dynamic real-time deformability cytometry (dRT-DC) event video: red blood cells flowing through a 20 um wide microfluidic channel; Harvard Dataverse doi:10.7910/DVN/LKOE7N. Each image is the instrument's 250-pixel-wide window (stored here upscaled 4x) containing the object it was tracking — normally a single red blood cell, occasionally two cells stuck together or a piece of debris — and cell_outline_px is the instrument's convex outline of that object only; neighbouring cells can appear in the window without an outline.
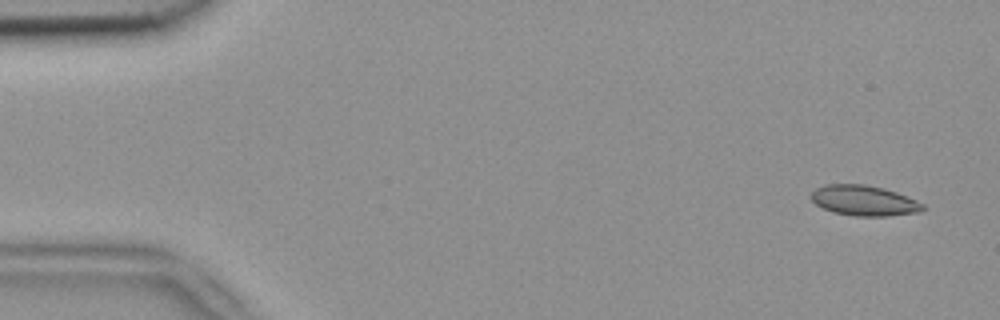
{"species": "common noctule bat (a hibernating species)", "species_latin": "Nyctalus noctula", "temperature_condition": "room temperature", "stored_images_in_passage": 5, "camera_frame_rate_fps": 3000, "um_per_image_px": 0.085, "animal": {"sex": "female", "body_mass_g": 18.4}, "frame": {"image": 1, "passage_image": 1, "time_ms": 0.0, "image_size_px": [1000, 320], "cell_outline_px": [[924, 208], [920, 212], [888, 216], [856, 216], [832, 212], [816, 204], [812, 200], [812, 192], [816, 188], [824, 184], [864, 184], [884, 188], [908, 196], [924, 204]], "centroid_in_image_um": [73.46, 17.04], "position_along_channel_um": 11.5, "area_um2": 19.77}}
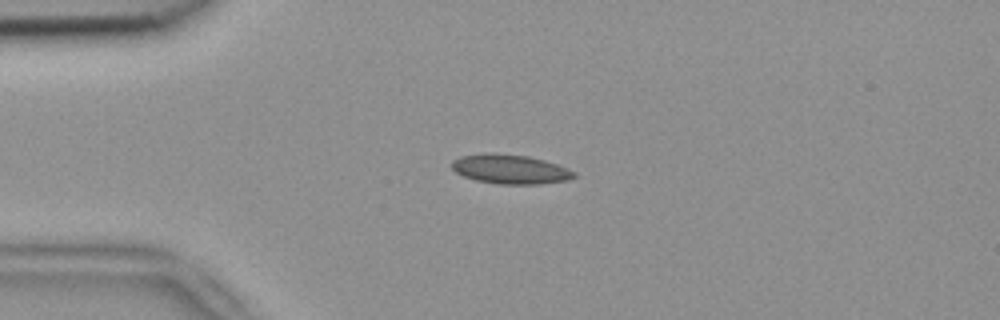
{"frame": {"image": 2, "passage_image": 4, "time_ms": 1.0, "image_size_px": [1000, 320], "cell_outline_px": [[576, 176], [564, 180], [540, 184], [496, 184], [476, 180], [464, 176], [456, 172], [452, 168], [452, 160], [460, 156], [484, 152], [496, 152], [528, 156], [544, 160], [568, 168], [576, 172]], "centroid_in_image_um": [43.33, 14.36], "position_along_channel_um": 41.7, "area_um2": 21.04}}